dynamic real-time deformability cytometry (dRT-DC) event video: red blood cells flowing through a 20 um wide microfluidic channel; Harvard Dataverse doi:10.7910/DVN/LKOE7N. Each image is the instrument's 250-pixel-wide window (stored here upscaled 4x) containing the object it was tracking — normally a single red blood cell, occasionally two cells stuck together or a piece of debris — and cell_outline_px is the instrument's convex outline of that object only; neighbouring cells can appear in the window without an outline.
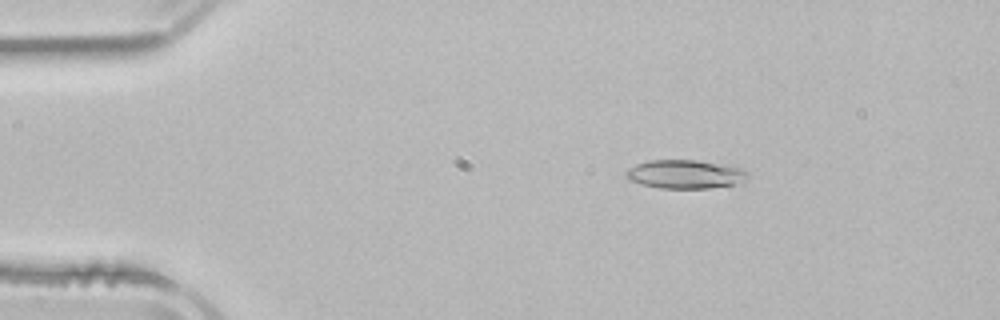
{"species": "common noctule bat (a hibernating species)", "species_latin": "Nyctalus noctula", "temperature_condition": "room temperature", "stored_images_in_passage": 4, "camera_frame_rate_fps": 3000, "um_per_image_px": 0.085, "animal": {"sex": "male", "body_mass_g": 21.5, "forearm_length_mm": 52.0}, "frame": {"image": 1, "passage_image": 2, "time_ms": 1.667, "image_size_px": [1000, 320], "cell_outline_px": [[748, 176], [732, 184], [712, 188], [660, 188], [628, 180], [624, 176], [624, 172], [628, 168], [636, 164], [648, 160], [700, 160], [732, 164], [744, 168], [748, 172]], "centroid_in_image_um": [58.23, 14.78], "position_along_channel_um": 26.8, "area_um2": 20.58}}
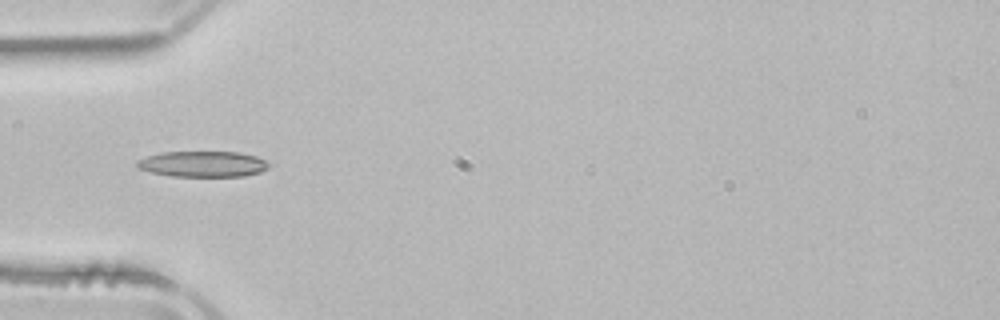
{"frame": {"image": 2, "passage_image": 4, "time_ms": 4.333, "image_size_px": [1000, 320], "cell_outline_px": [[272, 164], [268, 168], [260, 172], [244, 176], [172, 176], [152, 172], [136, 168], [136, 160], [160, 152], [240, 152], [256, 156]], "centroid_in_image_um": [17.24, 13.94], "position_along_channel_um": 67.8, "area_um2": 19.88}}